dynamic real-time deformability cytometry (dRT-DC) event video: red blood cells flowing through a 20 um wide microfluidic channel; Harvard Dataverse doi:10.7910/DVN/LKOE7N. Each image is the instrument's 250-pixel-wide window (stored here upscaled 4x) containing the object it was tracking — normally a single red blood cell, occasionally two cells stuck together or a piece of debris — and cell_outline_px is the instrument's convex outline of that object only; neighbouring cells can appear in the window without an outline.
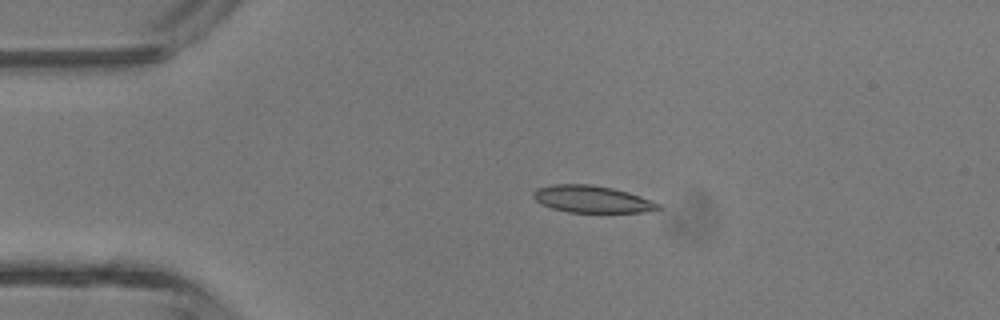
{"species": "common noctule bat (a hibernating species)", "species_latin": "Nyctalus noctula", "temperature_condition": "room temperature", "stored_images_in_passage": 2, "camera_frame_rate_fps": 3000, "um_per_image_px": 0.085, "animal": {"sex": "male", "body_mass_g": 13.3}, "frame": {"image": 1, "passage_image": 1, "time_ms": 0.0, "image_size_px": [1000, 320], "cell_outline_px": [[664, 208], [644, 212], [568, 212], [552, 208], [536, 200], [532, 196], [532, 192], [536, 188], [556, 184], [592, 184], [612, 188], [628, 192], [640, 196], [660, 204]], "centroid_in_image_um": [50.33, 16.92], "position_along_channel_um": 34.7, "area_um2": 19.59}}